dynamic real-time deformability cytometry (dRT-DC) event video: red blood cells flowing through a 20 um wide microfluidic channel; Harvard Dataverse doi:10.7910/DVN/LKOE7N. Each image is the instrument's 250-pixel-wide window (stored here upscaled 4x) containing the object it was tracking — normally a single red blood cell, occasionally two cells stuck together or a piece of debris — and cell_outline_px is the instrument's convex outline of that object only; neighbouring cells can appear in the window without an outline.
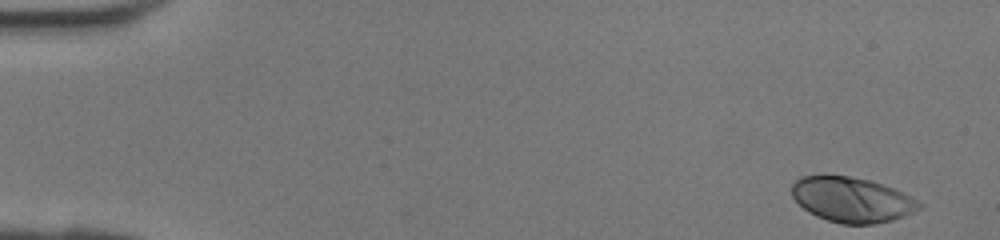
{"species": "human", "species_latin": "Homo sapiens", "temperature_condition": "room temperature", "stored_images_in_passage": 40, "camera_frame_rate_fps": 3000, "um_per_image_px": 0.085, "donor": {"sex": "female"}, "frame": {"image": 1, "passage_image": 1, "time_ms": 0.0, "image_size_px": [1000, 240], "cell_outline_px": [[924, 204], [920, 208], [904, 216], [892, 220], [872, 224], [840, 224], [816, 216], [808, 212], [792, 196], [792, 184], [800, 176], [824, 172], [848, 176], [868, 180], [892, 188]], "centroid_in_image_um": [72.33, 16.94], "position_along_channel_um": 12.7, "area_um2": 33.64}}
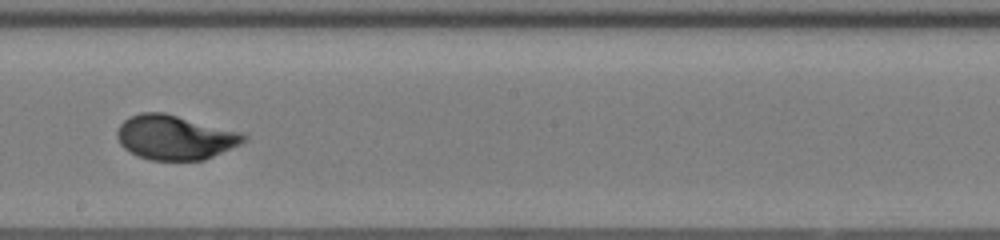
{"frame": {"image": 2, "passage_image": 23, "time_ms": 7.333, "image_size_px": [1000, 240], "cell_outline_px": [[248, 140], [240, 144], [204, 160], [152, 160], [136, 156], [124, 148], [120, 144], [116, 136], [116, 132], [120, 124], [124, 120], [140, 112], [164, 112], [244, 132], [248, 136]], "centroid_in_image_um": [14.89, 11.67], "position_along_channel_um": 233.3, "area_um2": 33.12}}
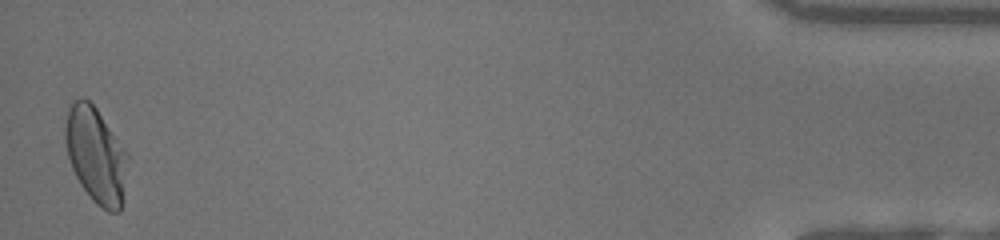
{"frame": {"image": 3, "passage_image": 40, "time_ms": 13.0, "image_size_px": [1000, 240], "cell_outline_px": [[128, 156], [124, 204], [120, 212], [108, 212], [96, 204], [92, 200], [80, 184], [72, 168], [68, 156], [64, 140], [64, 128], [68, 108], [76, 100], [88, 100], [96, 108], [128, 152]], "centroid_in_image_um": [8.18, 13.25], "position_along_channel_um": 427.0, "area_um2": 35.08}}